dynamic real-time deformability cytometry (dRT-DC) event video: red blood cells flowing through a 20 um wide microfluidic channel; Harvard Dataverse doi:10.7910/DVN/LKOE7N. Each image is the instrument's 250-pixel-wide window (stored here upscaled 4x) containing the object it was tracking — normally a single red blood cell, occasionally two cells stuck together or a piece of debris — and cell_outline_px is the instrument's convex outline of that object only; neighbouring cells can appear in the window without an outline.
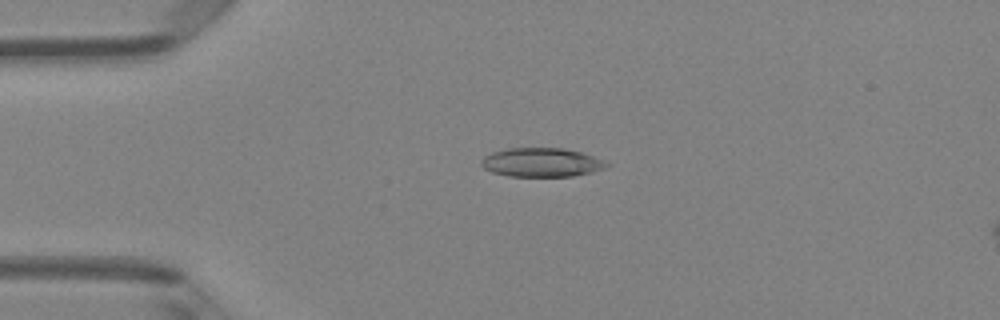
{"species": "Egyptian fruit bat (a non-hibernating species)", "species_latin": "Rousettus aegyptiacus", "temperature_condition": "room temperature", "stored_images_in_passage": 5, "camera_frame_rate_fps": 3000, "um_per_image_px": 0.085, "animal": {"sex": "female"}, "frame": {"image": 1, "passage_image": 3, "time_ms": 3.333, "image_size_px": [1000, 320], "cell_outline_px": [[608, 164], [604, 168], [592, 172], [572, 176], [508, 176], [492, 172], [484, 168], [480, 164], [480, 160], [484, 156], [492, 152], [504, 148], [564, 148], [580, 152], [604, 160]], "centroid_in_image_um": [45.98, 13.8], "position_along_channel_um": 39.0, "area_um2": 21.1}}